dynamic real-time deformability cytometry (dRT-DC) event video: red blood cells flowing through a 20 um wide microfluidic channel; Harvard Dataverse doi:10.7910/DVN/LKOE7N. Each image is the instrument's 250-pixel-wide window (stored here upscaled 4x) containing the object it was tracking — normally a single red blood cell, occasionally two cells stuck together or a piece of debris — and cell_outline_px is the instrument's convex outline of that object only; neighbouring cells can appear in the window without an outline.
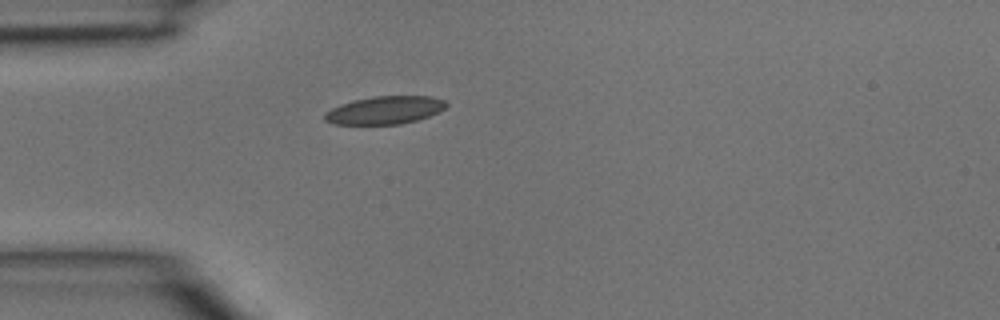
{"species": "common noctule bat (a hibernating species)", "species_latin": "Nyctalus noctula", "temperature_condition": "room temperature", "stored_images_in_passage": 1, "camera_frame_rate_fps": 3000, "um_per_image_px": 0.085, "animal": {"sex": "male", "body_mass_g": 15.6}, "frame": {"image": 1, "passage_image": 1, "time_ms": 0.0, "image_size_px": [1000, 320], "cell_outline_px": [[448, 104], [444, 108], [428, 116], [416, 120], [400, 124], [332, 124], [324, 120], [324, 112], [340, 104], [352, 100], [372, 96], [428, 96], [444, 100]], "centroid_in_image_um": [32.65, 9.36], "position_along_channel_um": 52.4, "area_um2": 19.71}}